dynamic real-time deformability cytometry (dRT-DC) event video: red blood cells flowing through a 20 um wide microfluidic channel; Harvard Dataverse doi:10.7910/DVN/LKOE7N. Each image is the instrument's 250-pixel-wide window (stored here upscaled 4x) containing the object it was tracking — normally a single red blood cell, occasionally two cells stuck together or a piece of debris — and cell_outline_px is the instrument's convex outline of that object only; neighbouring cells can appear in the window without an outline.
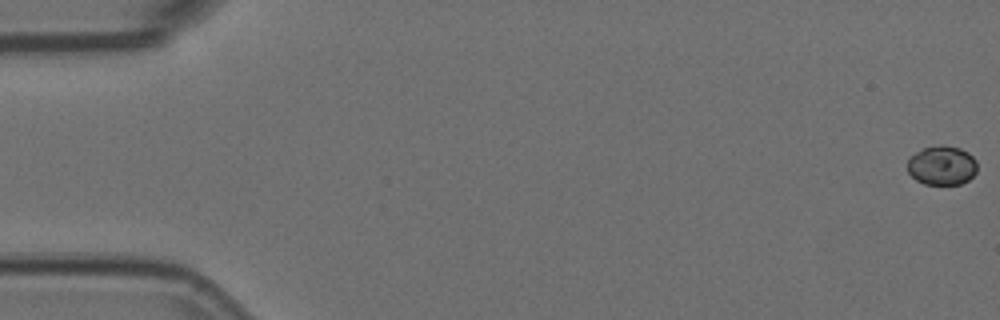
{"species": "Egyptian fruit bat (a non-hibernating species)", "species_latin": "Rousettus aegyptiacus", "temperature_condition": "room temperature", "stored_images_in_passage": 48, "camera_frame_rate_fps": 3000, "um_per_image_px": 0.085, "animal": {"sex": "female"}, "frame": {"image": 1, "passage_image": 1, "time_ms": 0.0, "image_size_px": [1000, 320], "cell_outline_px": [[976, 172], [968, 180], [960, 184], [924, 184], [916, 180], [908, 172], [908, 160], [916, 152], [924, 148], [940, 144], [960, 148], [968, 152], [976, 160]], "centroid_in_image_um": [80.07, 14.06], "position_along_channel_um": 4.9, "area_um2": 15.9}}
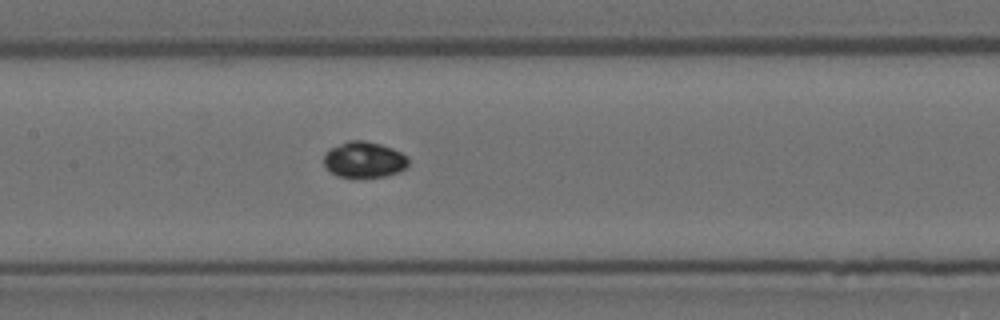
{"frame": {"image": 2, "passage_image": 27, "time_ms": 8.667, "image_size_px": [1000, 320], "cell_outline_px": [[408, 164], [400, 172], [384, 176], [336, 176], [324, 164], [324, 152], [348, 140], [364, 140], [380, 144], [392, 148], [408, 156]], "centroid_in_image_um": [30.96, 13.55], "position_along_channel_um": 176.4, "area_um2": 17.46}}
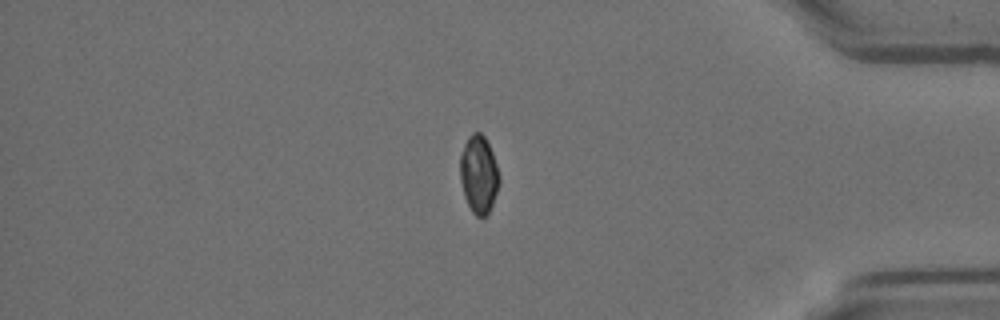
{"frame": {"image": 3, "passage_image": 47, "time_ms": 15.333, "image_size_px": [1000, 320], "cell_outline_px": [[500, 180], [492, 204], [488, 212], [484, 216], [476, 216], [472, 212], [464, 196], [460, 180], [460, 156], [464, 144], [468, 136], [472, 132], [480, 132], [484, 136], [492, 152], [500, 176]], "centroid_in_image_um": [40.68, 14.8], "position_along_channel_um": 394.5, "area_um2": 17.63}}